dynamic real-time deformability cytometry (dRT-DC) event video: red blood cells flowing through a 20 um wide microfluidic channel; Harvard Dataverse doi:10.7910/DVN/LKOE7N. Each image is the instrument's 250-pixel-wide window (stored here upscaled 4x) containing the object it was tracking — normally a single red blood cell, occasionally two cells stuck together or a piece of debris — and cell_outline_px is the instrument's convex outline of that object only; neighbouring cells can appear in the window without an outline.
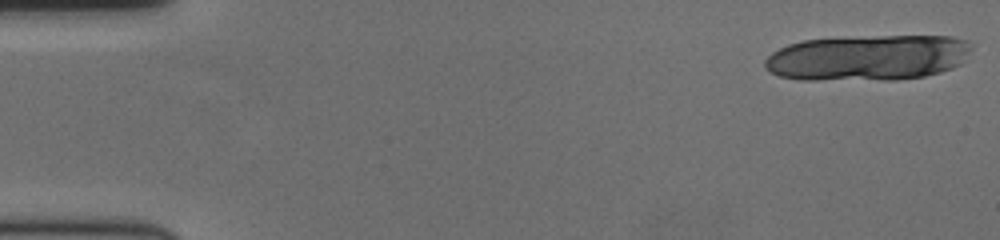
{"species": "human", "species_latin": "Homo sapiens", "temperature_condition": "cold", "stored_images_in_passage": 20, "camera_frame_rate_fps": 3000, "um_per_image_px": 0.085, "donor": {"sex": "female"}, "frame": {"image": 1, "passage_image": 1, "time_ms": 0.0, "image_size_px": [1000, 240], "cell_outline_px": [[972, 48], [960, 64], [952, 68], [940, 72], [924, 76], [896, 80], [800, 80], [780, 76], [764, 68], [764, 60], [772, 52], [788, 44], [800, 40], [876, 36], [952, 36], [968, 40], [972, 44]], "centroid_in_image_um": [73.77, 4.91], "position_along_channel_um": 11.2, "area_um2": 55.49}}